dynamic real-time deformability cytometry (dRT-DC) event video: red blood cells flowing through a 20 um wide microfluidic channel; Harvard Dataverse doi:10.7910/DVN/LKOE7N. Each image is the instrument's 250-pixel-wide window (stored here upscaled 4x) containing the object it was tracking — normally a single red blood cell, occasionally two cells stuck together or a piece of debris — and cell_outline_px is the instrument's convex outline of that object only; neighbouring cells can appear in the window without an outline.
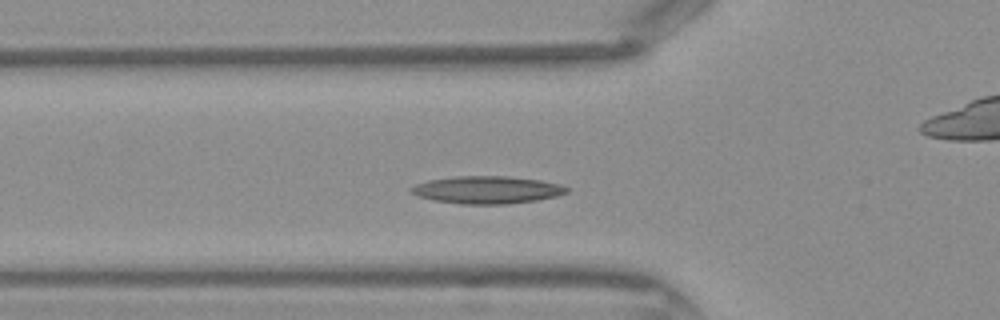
{"species": "Egyptian fruit bat (a non-hibernating species)", "species_latin": "Rousettus aegyptiacus", "temperature_condition": "warm", "stored_images_in_passage": 36, "camera_frame_rate_fps": 3000, "um_per_image_px": 0.085, "frame": {"image": 1, "passage_image": 6, "time_ms": 1.667, "image_size_px": [1000, 320], "cell_outline_px": [[568, 192], [556, 196], [536, 200], [504, 204], [460, 204], [432, 200], [420, 196], [412, 192], [408, 188], [416, 184], [428, 180], [452, 176], [508, 176], [540, 180], [560, 184], [568, 188]], "centroid_in_image_um": [41.38, 16.13], "position_along_channel_um": 84.4, "area_um2": 24.91}}
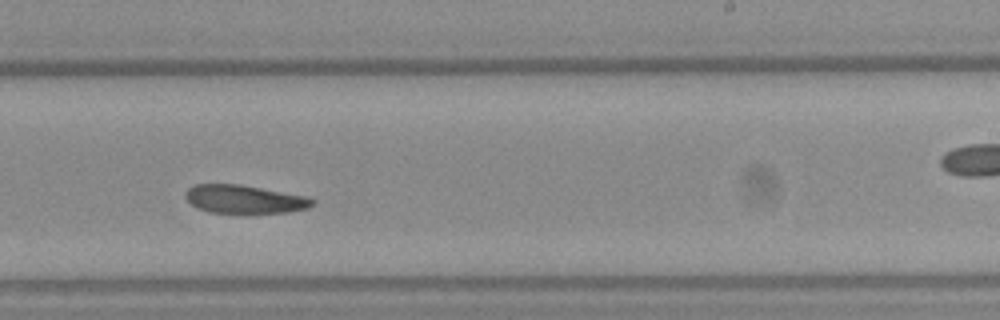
{"frame": {"image": 2, "passage_image": 18, "time_ms": 5.667, "image_size_px": [1000, 320], "cell_outline_px": [[316, 200], [308, 208], [288, 212], [208, 212], [196, 208], [184, 196], [184, 192], [192, 184], [240, 184], [308, 196]], "centroid_in_image_um": [20.75, 16.91], "position_along_channel_um": 268.2, "area_um2": 20.92}}
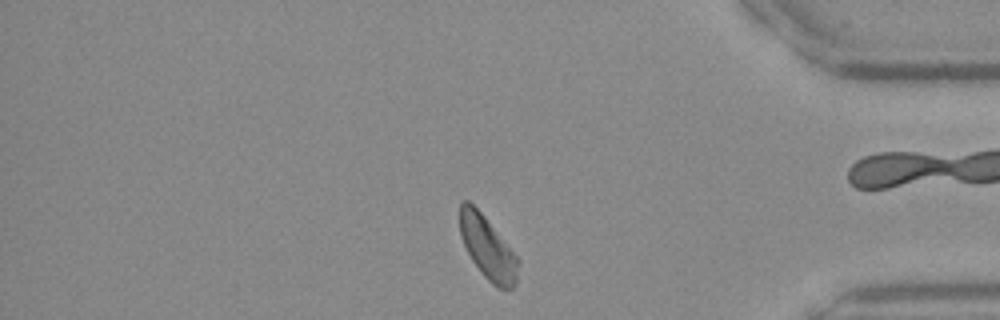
{"frame": {"image": 3, "passage_image": 28, "time_ms": 9.0, "image_size_px": [1000, 320], "cell_outline_px": [[520, 264], [516, 284], [512, 288], [496, 288], [484, 276], [472, 260], [460, 236], [460, 204], [464, 200], [468, 200], [484, 216], [520, 260]], "centroid_in_image_um": [41.47, 21.09], "position_along_channel_um": 393.7, "area_um2": 21.1}}